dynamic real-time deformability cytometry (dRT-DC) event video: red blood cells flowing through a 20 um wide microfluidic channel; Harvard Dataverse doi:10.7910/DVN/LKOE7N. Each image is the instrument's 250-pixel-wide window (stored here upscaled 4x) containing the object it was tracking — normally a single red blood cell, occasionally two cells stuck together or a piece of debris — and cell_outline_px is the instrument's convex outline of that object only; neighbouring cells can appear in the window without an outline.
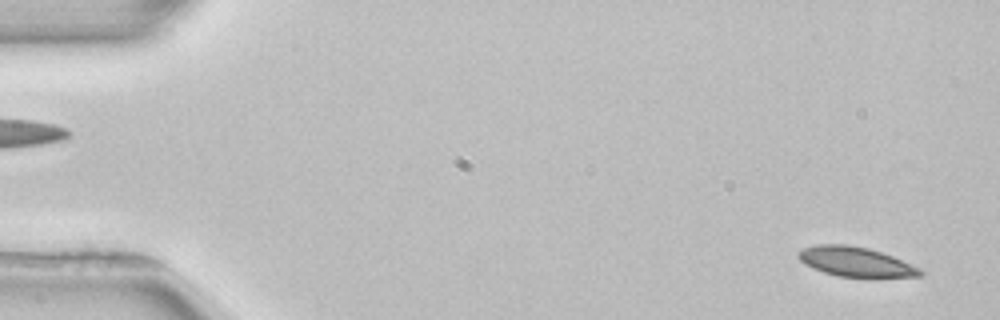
{"species": "common noctule bat (a hibernating species)", "species_latin": "Nyctalus noctula", "temperature_condition": "room temperature", "stored_images_in_passage": 52, "camera_frame_rate_fps": 3000, "um_per_image_px": 0.085, "animal": {"sex": "female", "body_mass_g": 22.7, "forearm_length_mm": 54.2}, "frame": {"image": 1, "passage_image": 2, "time_ms": 0.333, "image_size_px": [1000, 320], "cell_outline_px": [[924, 272], [920, 276], [872, 280], [868, 280], [836, 276], [812, 268], [804, 264], [796, 256], [796, 252], [804, 248], [820, 244], [848, 244], [868, 248], [892, 256], [920, 268]], "centroid_in_image_um": [72.76, 22.31], "position_along_channel_um": 12.2, "area_um2": 21.96}}
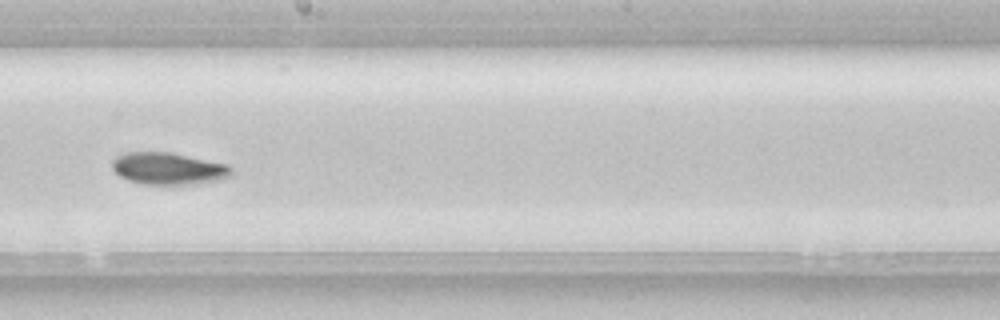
{"frame": {"image": 2, "passage_image": 29, "time_ms": 9.333, "image_size_px": [1000, 320], "cell_outline_px": [[232, 176], [220, 180], [192, 184], [144, 184], [128, 180], [120, 176], [112, 168], [112, 160], [116, 156], [124, 152], [168, 152], [228, 164], [232, 168]], "centroid_in_image_um": [14.31, 14.32], "position_along_channel_um": 233.9, "area_um2": 22.25}}
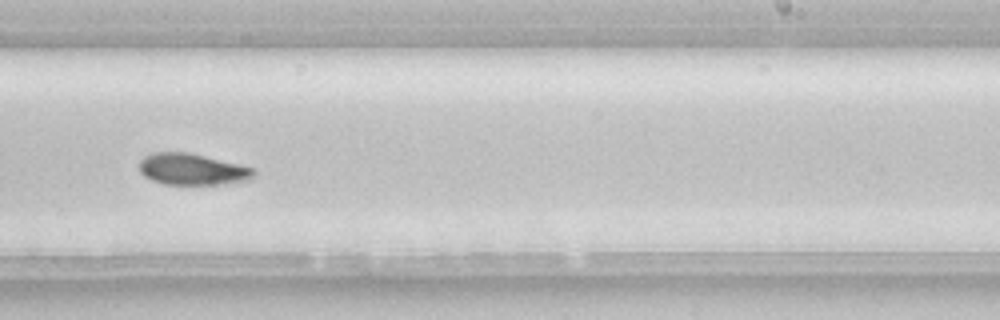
{"frame": {"image": 3, "passage_image": 32, "time_ms": 10.333, "image_size_px": [1000, 320], "cell_outline_px": [[256, 176], [252, 180], [216, 184], [164, 184], [152, 180], [144, 176], [140, 172], [140, 160], [144, 156], [152, 152], [188, 152], [252, 168], [256, 172]], "centroid_in_image_um": [16.32, 14.39], "position_along_channel_um": 272.7, "area_um2": 20.81}, "authors_computed_cell_mechanics": {"area_um2": 21.4727, "velocity_mm_per_s": 3.9066, "shape_relaxation_time_tau1_ms": 6.5309, "shape_relaxation_time_tau2_ms": null, "deformation_change_tau1": 0.1423, "deformation_change_tau2": null}}